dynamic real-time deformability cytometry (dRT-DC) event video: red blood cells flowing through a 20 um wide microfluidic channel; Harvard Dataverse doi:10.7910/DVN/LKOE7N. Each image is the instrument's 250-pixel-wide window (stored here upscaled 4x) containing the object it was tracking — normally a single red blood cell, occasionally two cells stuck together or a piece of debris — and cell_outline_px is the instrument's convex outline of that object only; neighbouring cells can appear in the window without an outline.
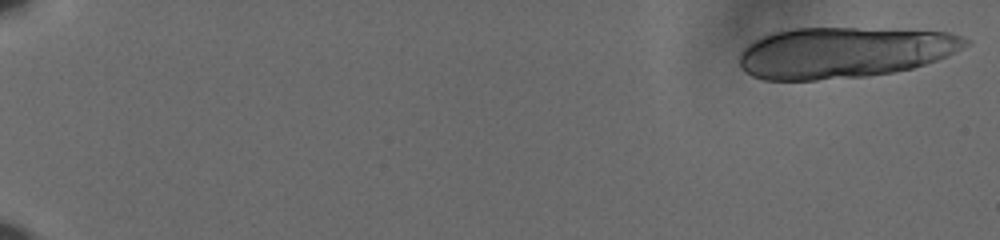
{"species": "human", "species_latin": "Homo sapiens", "temperature_condition": "cold", "stored_images_in_passage": 23, "camera_frame_rate_fps": 3000, "um_per_image_px": 0.085, "donor": {"sex": "male"}, "frame": {"image": 1, "passage_image": 1, "time_ms": 0.0, "image_size_px": [1000, 240], "cell_outline_px": [[972, 40], [968, 44], [936, 60], [912, 68], [892, 72], [868, 76], [816, 80], [764, 80], [752, 76], [740, 68], [736, 56], [748, 44], [764, 36], [776, 32], [792, 28], [856, 28], [948, 32]], "centroid_in_image_um": [71.66, 4.47], "position_along_channel_um": 13.3, "area_um2": 66.93}}